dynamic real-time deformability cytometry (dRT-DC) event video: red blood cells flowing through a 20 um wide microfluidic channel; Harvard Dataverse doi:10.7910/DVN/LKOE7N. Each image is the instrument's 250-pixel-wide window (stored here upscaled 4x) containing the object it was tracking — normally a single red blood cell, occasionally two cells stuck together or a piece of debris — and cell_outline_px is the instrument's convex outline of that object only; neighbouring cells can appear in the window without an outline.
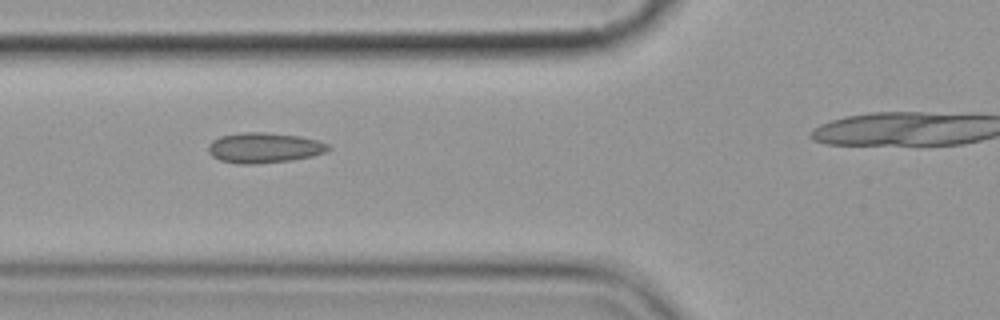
{"species": "common noctule bat (a hibernating species)", "species_latin": "Nyctalus noctula", "temperature_condition": "cold", "stored_images_in_passage": 6, "camera_frame_rate_fps": 3000, "um_per_image_px": 0.085, "animal": {"sex": "female", "body_mass_g": 19.9}, "frame": {"image": 1, "passage_image": 4, "time_ms": 3.667, "image_size_px": [1000, 320], "cell_outline_px": [[332, 148], [324, 152], [312, 156], [292, 160], [252, 164], [240, 164], [220, 160], [212, 156], [208, 152], [208, 144], [212, 140], [220, 136], [244, 132], [264, 132], [300, 136], [316, 140], [328, 144]], "centroid_in_image_um": [22.43, 12.56], "position_along_channel_um": 103.4, "area_um2": 21.15}}
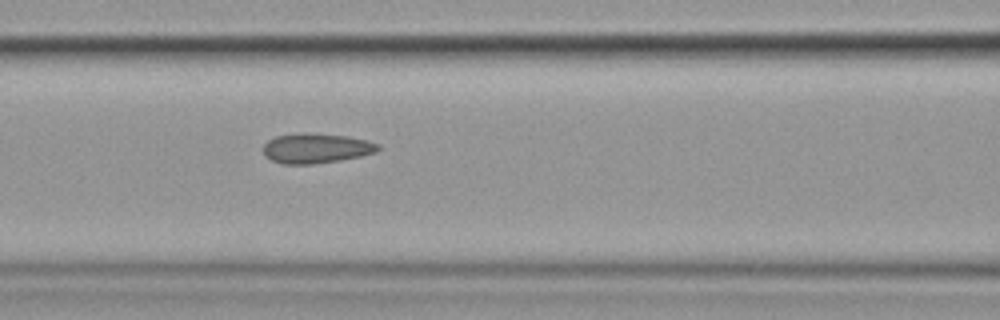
{"frame": {"image": 2, "passage_image": 5, "time_ms": 4.667, "image_size_px": [1000, 320], "cell_outline_px": [[380, 148], [376, 152], [360, 156], [340, 160], [312, 164], [284, 164], [272, 160], [264, 156], [264, 144], [268, 140], [276, 136], [304, 132], [308, 132], [348, 136], [380, 144]], "centroid_in_image_um": [26.86, 12.59], "position_along_channel_um": 139.7, "area_um2": 20.0}}